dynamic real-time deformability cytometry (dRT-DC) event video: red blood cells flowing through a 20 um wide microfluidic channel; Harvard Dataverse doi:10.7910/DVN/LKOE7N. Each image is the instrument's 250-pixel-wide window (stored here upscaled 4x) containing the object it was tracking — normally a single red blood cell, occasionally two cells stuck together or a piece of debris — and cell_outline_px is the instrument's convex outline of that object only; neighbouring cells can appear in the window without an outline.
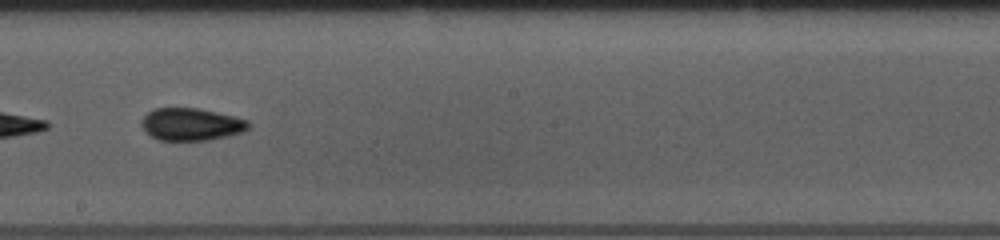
{"species": "common noctule bat (a hibernating species)", "species_latin": "Nyctalus noctula", "temperature_condition": "room temperature", "stored_images_in_passage": 40, "camera_frame_rate_fps": 3000, "um_per_image_px": 0.085, "animal": {"sex": "female", "body_mass_g": 10.0, "forearm_length_mm": 53.1}, "frame": {"image": 1, "passage_image": 18, "time_ms": 5.667, "image_size_px": [1000, 240], "cell_outline_px": [[252, 124], [244, 132], [228, 136], [208, 140], [156, 140], [140, 124], [140, 120], [152, 108], [196, 108], [216, 112], [248, 120]], "centroid_in_image_um": [16.26, 10.56], "position_along_channel_um": 231.9, "area_um2": 20.23}, "authors_computed_cell_mechanics": {"area_um2": 19.4497, "velocity_mm_per_s": 3.7451, "shape_relaxation_time_tau1_ms": 5.0804, "shape_relaxation_time_tau2_ms": 2.431, "deformation_change_tau1": 0.1049, "deformation_change_tau2": 0.0788}}